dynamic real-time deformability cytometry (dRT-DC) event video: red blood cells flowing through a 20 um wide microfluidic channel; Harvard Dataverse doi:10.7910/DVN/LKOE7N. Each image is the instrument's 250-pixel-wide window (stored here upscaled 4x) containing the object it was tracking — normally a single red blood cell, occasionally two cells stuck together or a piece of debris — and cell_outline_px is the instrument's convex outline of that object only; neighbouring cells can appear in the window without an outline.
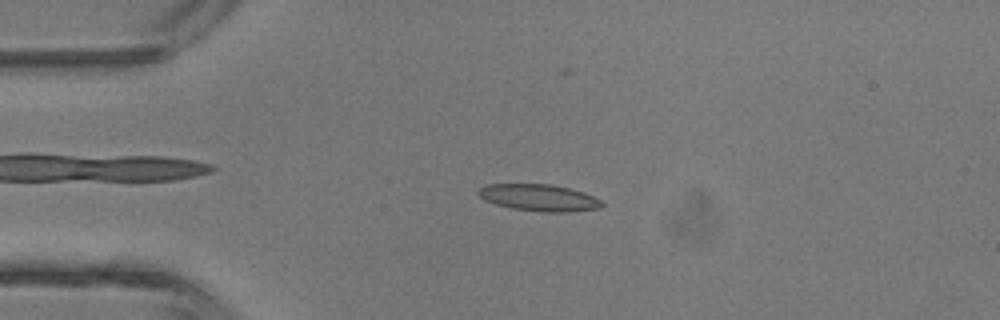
{"species": "common noctule bat (a hibernating species)", "species_latin": "Nyctalus noctula", "temperature_condition": "room temperature", "stored_images_in_passage": 3, "camera_frame_rate_fps": 3000, "um_per_image_px": 0.085, "animal": {"sex": "male", "body_mass_g": 13.3}, "frame": {"image": 1, "passage_image": 2, "time_ms": 1.333, "image_size_px": [1000, 320], "cell_outline_px": [[604, 204], [600, 208], [568, 212], [544, 212], [512, 208], [496, 204], [484, 200], [476, 192], [484, 184], [552, 184], [568, 188], [592, 196], [600, 200]], "centroid_in_image_um": [45.78, 16.8], "position_along_channel_um": 39.2, "area_um2": 19.13}}